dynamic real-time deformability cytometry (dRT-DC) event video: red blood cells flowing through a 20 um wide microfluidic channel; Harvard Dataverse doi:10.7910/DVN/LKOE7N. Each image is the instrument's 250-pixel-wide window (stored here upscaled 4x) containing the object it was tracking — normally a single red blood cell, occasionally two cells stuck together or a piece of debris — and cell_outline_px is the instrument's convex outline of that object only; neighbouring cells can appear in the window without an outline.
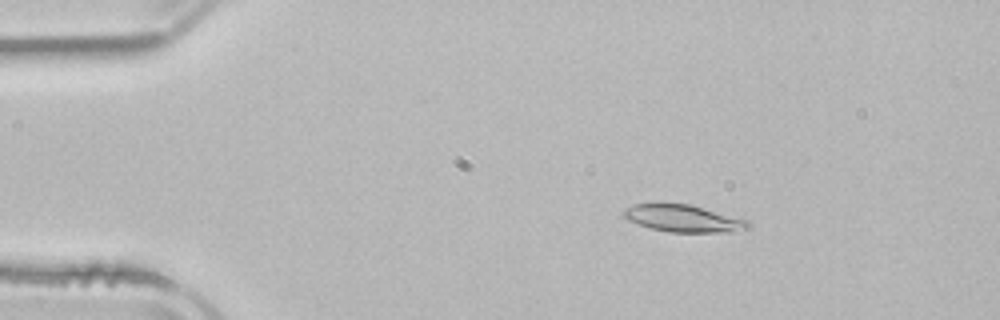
{"species": "common noctule bat (a hibernating species)", "species_latin": "Nyctalus noctula", "temperature_condition": "room temperature", "stored_images_in_passage": 5, "camera_frame_rate_fps": 3000, "um_per_image_px": 0.085, "animal": {"sex": "male", "body_mass_g": 21.5, "forearm_length_mm": 52.0}, "frame": {"image": 1, "passage_image": 1, "time_ms": 0.0, "image_size_px": [1000, 320], "cell_outline_px": [[752, 228], [732, 232], [668, 232], [652, 228], [628, 220], [624, 216], [624, 208], [632, 204], [660, 200], [692, 204], [748, 220], [752, 224]], "centroid_in_image_um": [58.08, 18.51], "position_along_channel_um": 26.9, "area_um2": 20.58}}
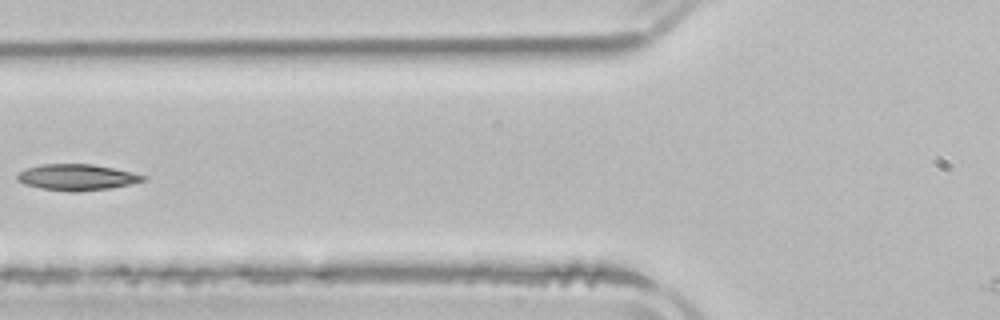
{"frame": {"image": 2, "passage_image": 4, "time_ms": 4.0, "image_size_px": [1000, 320], "cell_outline_px": [[148, 176], [144, 180], [128, 184], [108, 188], [72, 192], [40, 188], [24, 184], [16, 180], [16, 176], [24, 168], [40, 164], [92, 164], [132, 172]], "centroid_in_image_um": [6.47, 15.05], "position_along_channel_um": 119.3, "area_um2": 19.02}}
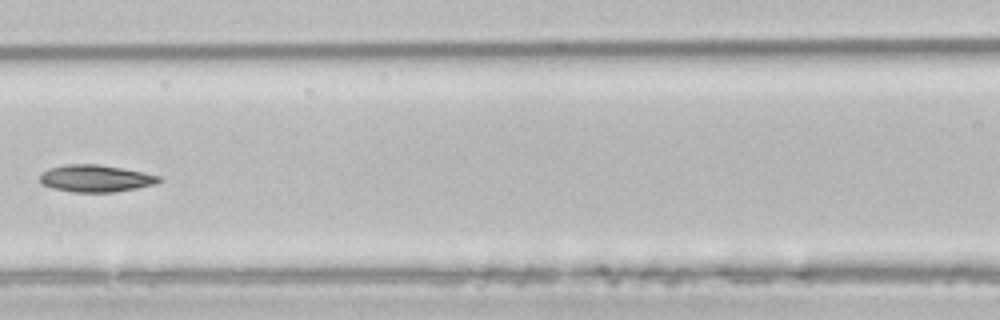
{"frame": {"image": 3, "passage_image": 5, "time_ms": 5.0, "image_size_px": [1000, 320], "cell_outline_px": [[164, 180], [156, 184], [116, 192], [72, 192], [52, 188], [44, 184], [40, 180], [40, 172], [48, 168], [64, 164], [100, 164], [160, 176]], "centroid_in_image_um": [8.11, 15.16], "position_along_channel_um": 158.5, "area_um2": 18.84}}